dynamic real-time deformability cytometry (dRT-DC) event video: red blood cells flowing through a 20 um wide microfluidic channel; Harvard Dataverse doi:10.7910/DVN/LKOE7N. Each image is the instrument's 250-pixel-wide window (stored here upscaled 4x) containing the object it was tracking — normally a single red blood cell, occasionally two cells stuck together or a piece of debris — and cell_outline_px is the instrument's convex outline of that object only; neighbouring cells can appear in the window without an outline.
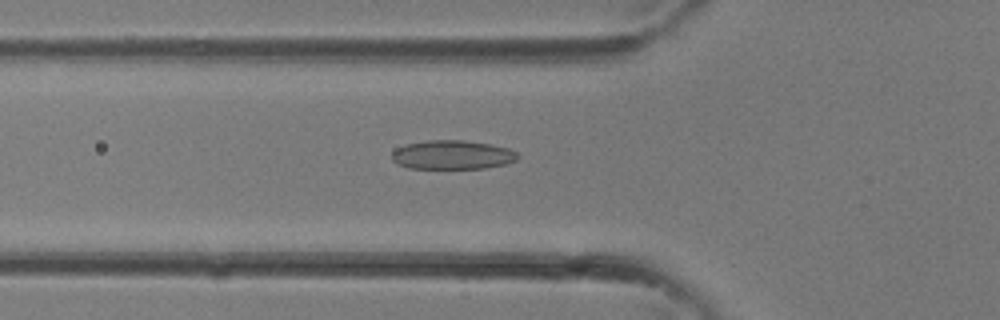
{"species": "common noctule bat (a hibernating species)", "species_latin": "Nyctalus noctula", "temperature_condition": "room temperature", "stored_images_in_passage": 23, "camera_frame_rate_fps": 3000, "um_per_image_px": 0.085, "animal": {"sex": "female"}, "frame": {"image": 1, "passage_image": 4, "time_ms": 1.0, "image_size_px": [1000, 320], "cell_outline_px": [[520, 156], [516, 160], [504, 164], [484, 168], [408, 168], [396, 164], [392, 160], [392, 152], [396, 148], [404, 144], [428, 140], [464, 140], [492, 144], [508, 148], [516, 152]], "centroid_in_image_um": [38.42, 13.15], "position_along_channel_um": 87.4, "area_um2": 21.39}}
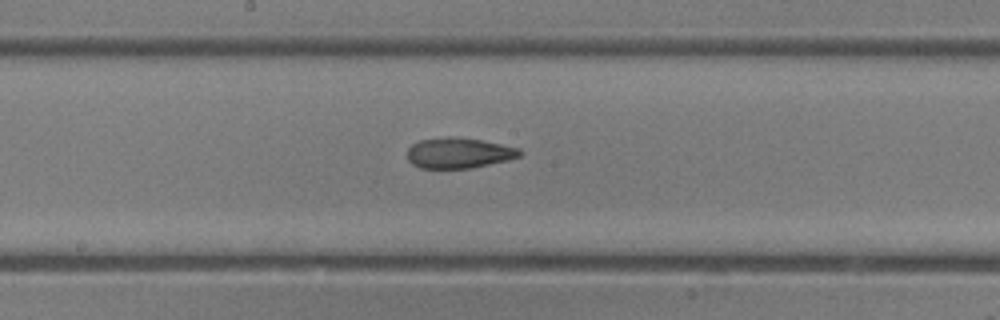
{"frame": {"image": 2, "passage_image": 10, "time_ms": 3.0, "image_size_px": [1000, 320], "cell_outline_px": [[524, 152], [520, 156], [508, 160], [472, 168], [420, 168], [412, 164], [408, 160], [408, 148], [412, 144], [420, 140], [448, 136], [452, 136], [480, 140], [520, 148]], "centroid_in_image_um": [39.01, 13.0], "position_along_channel_um": 209.2, "area_um2": 20.06}}
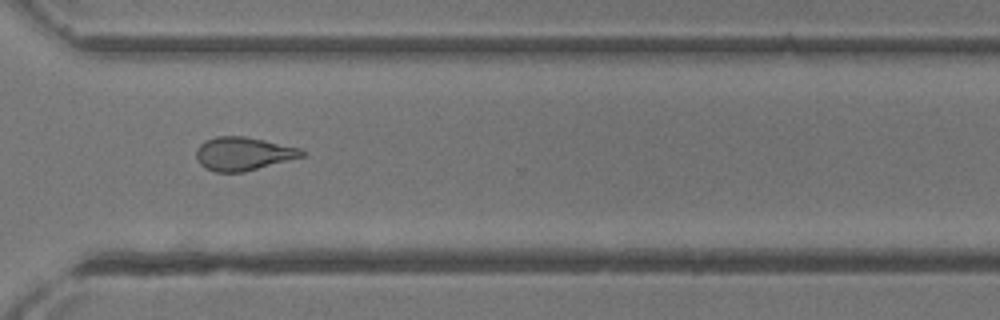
{"frame": {"image": 3, "passage_image": 17, "time_ms": 5.333, "image_size_px": [1000, 320], "cell_outline_px": [[304, 156], [244, 172], [216, 172], [204, 168], [196, 160], [196, 152], [200, 144], [204, 140], [216, 136], [244, 136], [264, 140], [300, 148], [304, 152]], "centroid_in_image_um": [20.63, 13.07], "position_along_channel_um": 350.0, "area_um2": 20.52}}